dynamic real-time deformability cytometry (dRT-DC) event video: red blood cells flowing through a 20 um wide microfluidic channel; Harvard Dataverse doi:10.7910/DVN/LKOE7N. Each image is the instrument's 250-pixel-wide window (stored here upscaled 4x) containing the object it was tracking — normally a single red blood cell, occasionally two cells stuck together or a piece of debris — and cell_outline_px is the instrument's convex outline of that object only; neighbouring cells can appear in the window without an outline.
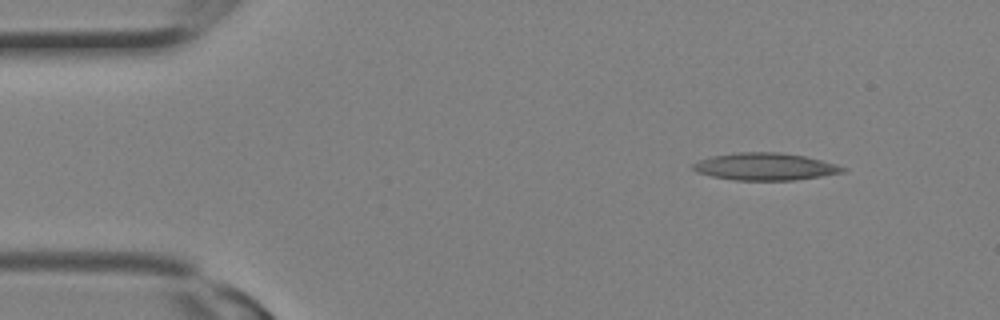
{"species": "Egyptian fruit bat (a non-hibernating species)", "species_latin": "Rousettus aegyptiacus", "temperature_condition": "room temperature", "stored_images_in_passage": 2, "camera_frame_rate_fps": 3000, "um_per_image_px": 0.085, "animal": {"sex": "female"}, "frame": {"image": 1, "passage_image": 1, "time_ms": 0.0, "image_size_px": [1000, 320], "cell_outline_px": [[848, 168], [844, 172], [796, 180], [736, 180], [712, 176], [696, 172], [692, 168], [692, 164], [700, 160], [712, 156], [736, 152], [780, 152], [804, 156], [836, 164]], "centroid_in_image_um": [65.03, 14.16], "position_along_channel_um": 20.0, "area_um2": 23.7}}